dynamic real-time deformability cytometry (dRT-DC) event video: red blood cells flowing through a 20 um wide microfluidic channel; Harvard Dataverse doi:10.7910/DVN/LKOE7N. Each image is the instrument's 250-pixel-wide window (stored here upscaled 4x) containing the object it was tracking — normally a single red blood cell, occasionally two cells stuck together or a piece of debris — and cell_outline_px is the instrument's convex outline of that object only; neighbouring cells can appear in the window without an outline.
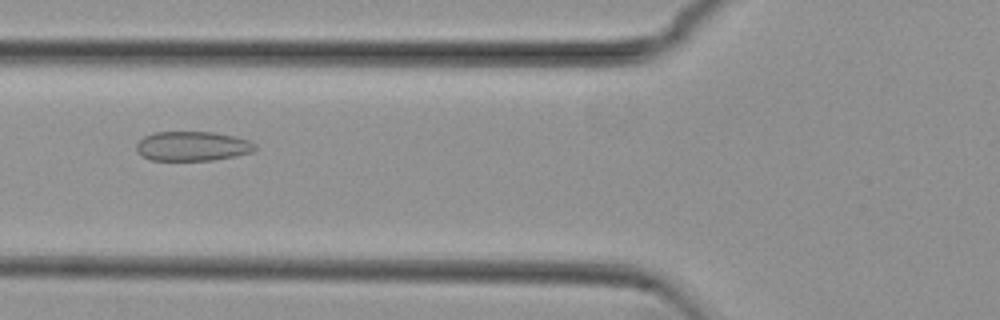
{"species": "common noctule bat (a hibernating species)", "species_latin": "Nyctalus noctula", "temperature_condition": "cold", "stored_images_in_passage": 39, "camera_frame_rate_fps": 3000, "um_per_image_px": 0.085, "animal": {"sex": "female", "body_mass_g": 29.2, "forearm_length_mm": 56.3}, "frame": {"image": 1, "passage_image": 5, "time_ms": 1.333, "image_size_px": [1000, 320], "cell_outline_px": [[256, 148], [252, 152], [236, 156], [212, 160], [152, 160], [136, 152], [136, 144], [144, 136], [156, 132], [216, 132], [236, 136], [248, 140], [256, 144]], "centroid_in_image_um": [16.38, 12.42], "position_along_channel_um": 109.4, "area_um2": 20.46}}
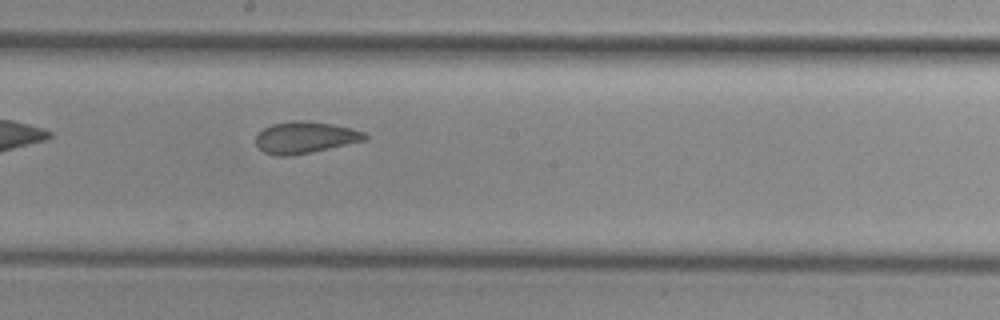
{"frame": {"image": 2, "passage_image": 14, "time_ms": 4.333, "image_size_px": [1000, 320], "cell_outline_px": [[368, 136], [364, 140], [312, 152], [292, 156], [276, 156], [264, 152], [256, 144], [256, 136], [264, 128], [272, 124], [292, 120], [304, 120], [332, 124], [352, 128], [364, 132]], "centroid_in_image_um": [25.91, 11.68], "position_along_channel_um": 222.3, "area_um2": 20.06}}
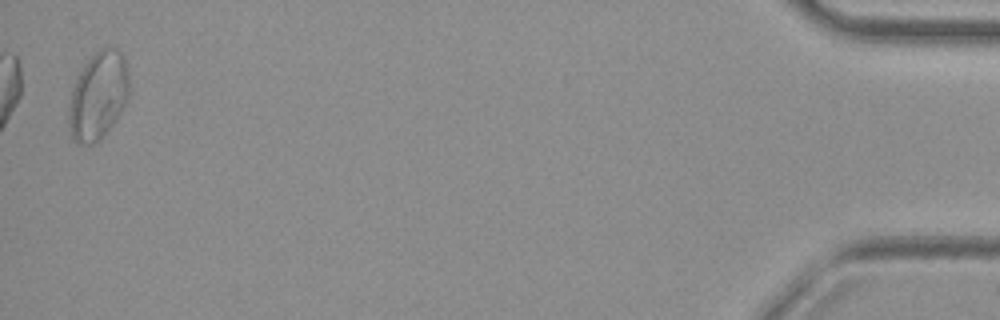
{"frame": {"image": 3, "passage_image": 38, "time_ms": 12.333, "image_size_px": [1000, 320], "cell_outline_px": [[132, 92], [128, 100], [104, 136], [100, 140], [92, 144], [76, 144], [72, 140], [68, 128], [68, 104], [72, 88], [76, 76], [84, 64], [100, 48], [108, 44], [116, 48], [124, 56], [128, 68]], "centroid_in_image_um": [8.35, 8.12], "position_along_channel_um": 426.8, "area_um2": 31.96}, "authors_computed_cell_mechanics": {"area_um2": 21.0392, "velocity_mm_per_s": 3.7579, "shape_relaxation_time_tau1_ms": null, "shape_relaxation_time_tau2_ms": 1.4481, "deformation_change_tau1": null, "deformation_change_tau2": 0.0863}}